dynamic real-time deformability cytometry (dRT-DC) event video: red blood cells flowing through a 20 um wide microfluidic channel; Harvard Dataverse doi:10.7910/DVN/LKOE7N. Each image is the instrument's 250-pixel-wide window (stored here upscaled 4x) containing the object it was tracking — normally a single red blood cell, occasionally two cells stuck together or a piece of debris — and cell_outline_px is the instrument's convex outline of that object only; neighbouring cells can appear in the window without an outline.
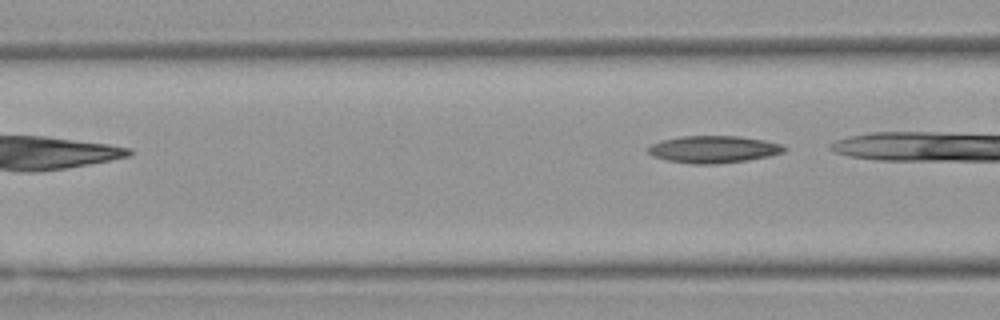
{"species": "Egyptian fruit bat (a non-hibernating species)", "species_latin": "Rousettus aegyptiacus", "temperature_condition": "warm", "stored_images_in_passage": 3, "camera_frame_rate_fps": 3000, "um_per_image_px": 0.085, "animal": {"sex": "female"}, "frame": {"image": 1, "passage_image": 3, "time_ms": 0.667, "image_size_px": [1000, 320], "cell_outline_px": [[788, 148], [784, 152], [768, 156], [748, 160], [716, 164], [692, 164], [668, 160], [652, 156], [644, 148], [652, 144], [664, 140], [680, 136], [740, 136], [764, 140], [784, 144]], "centroid_in_image_um": [60.67, 12.69], "position_along_channel_um": 105.9, "area_um2": 21.68}}